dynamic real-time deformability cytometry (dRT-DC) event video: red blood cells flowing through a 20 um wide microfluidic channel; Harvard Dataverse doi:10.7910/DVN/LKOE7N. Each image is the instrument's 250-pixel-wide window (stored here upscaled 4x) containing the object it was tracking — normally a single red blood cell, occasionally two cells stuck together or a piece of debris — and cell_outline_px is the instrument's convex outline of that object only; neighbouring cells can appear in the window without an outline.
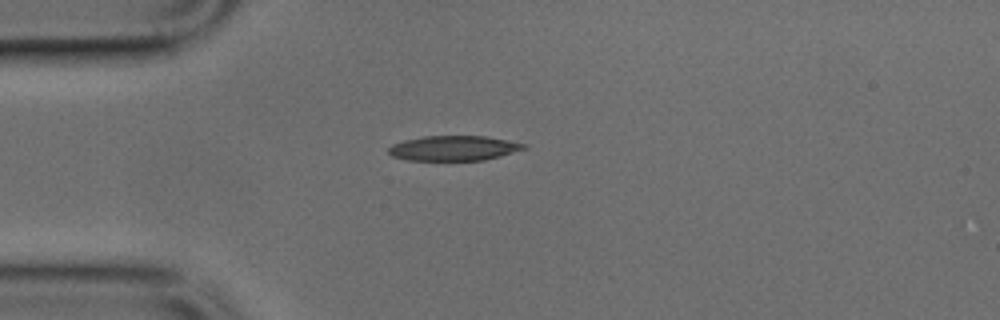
{"species": "common noctule bat (a hibernating species)", "species_latin": "Nyctalus noctula", "temperature_condition": "cold", "stored_images_in_passage": 12, "camera_frame_rate_fps": 3000, "um_per_image_px": 0.085, "animal": {"sex": "male", "body_mass_g": 17.9, "forearm_length_mm": 54.2}, "frame": {"image": 1, "passage_image": 1, "time_ms": 0.0, "image_size_px": [1000, 320], "cell_outline_px": [[528, 148], [500, 156], [484, 160], [408, 160], [392, 156], [388, 152], [388, 148], [392, 144], [404, 140], [424, 136], [488, 136], [528, 144]], "centroid_in_image_um": [38.6, 12.59], "position_along_channel_um": 46.4, "area_um2": 19.77}}
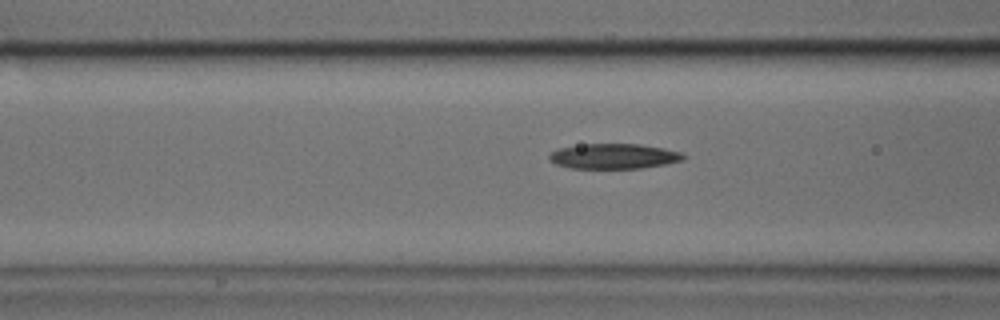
{"frame": {"image": 2, "passage_image": 7, "time_ms": 2.0, "image_size_px": [1000, 320], "cell_outline_px": [[688, 156], [684, 160], [668, 164], [640, 168], [572, 168], [556, 164], [548, 156], [556, 148], [584, 144], [640, 144], [664, 148], [680, 152]], "centroid_in_image_um": [52.23, 13.27], "position_along_channel_um": 114.4, "area_um2": 19.71}}